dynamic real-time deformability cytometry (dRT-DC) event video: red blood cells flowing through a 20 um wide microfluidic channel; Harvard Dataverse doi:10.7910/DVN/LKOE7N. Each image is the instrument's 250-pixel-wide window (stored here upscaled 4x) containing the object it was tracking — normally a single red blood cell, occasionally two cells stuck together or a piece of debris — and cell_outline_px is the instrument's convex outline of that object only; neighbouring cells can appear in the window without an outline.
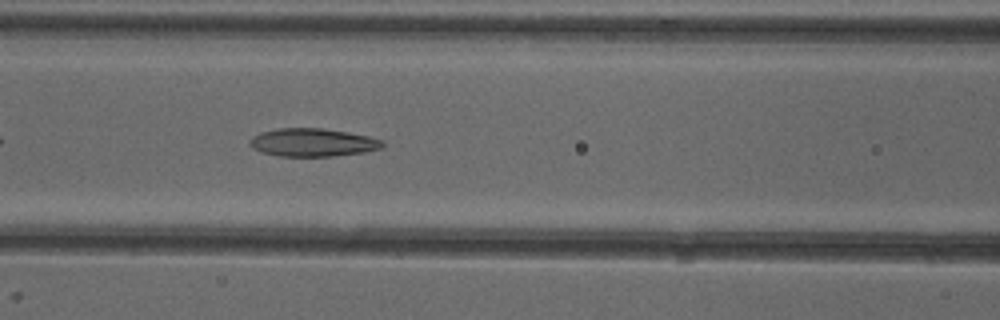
{"species": "common noctule bat (a hibernating species)", "species_latin": "Nyctalus noctula", "temperature_condition": "cold", "stored_images_in_passage": 37, "camera_frame_rate_fps": 3000, "um_per_image_px": 0.085, "animal": {"sex": "female"}, "frame": {"image": 1, "passage_image": 8, "time_ms": 2.333, "image_size_px": [1000, 320], "cell_outline_px": [[384, 144], [380, 148], [364, 152], [332, 156], [280, 156], [260, 152], [252, 148], [248, 144], [248, 140], [252, 136], [260, 132], [276, 128], [324, 128], [348, 132], [368, 136], [384, 140]], "centroid_in_image_um": [26.53, 12.1], "position_along_channel_um": 140.1, "area_um2": 21.91}}
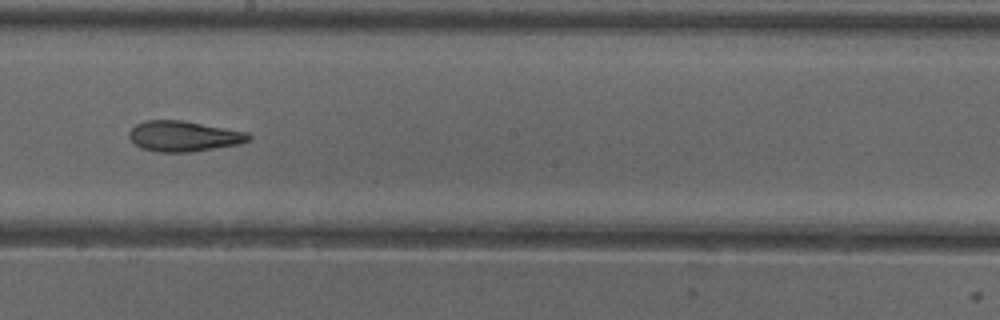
{"frame": {"image": 2, "passage_image": 15, "time_ms": 4.667, "image_size_px": [1000, 320], "cell_outline_px": [[252, 140], [240, 144], [188, 152], [160, 152], [140, 148], [128, 136], [128, 132], [136, 124], [144, 120], [184, 120], [248, 132], [252, 136]], "centroid_in_image_um": [15.64, 11.56], "position_along_channel_um": 232.6, "area_um2": 21.39}}
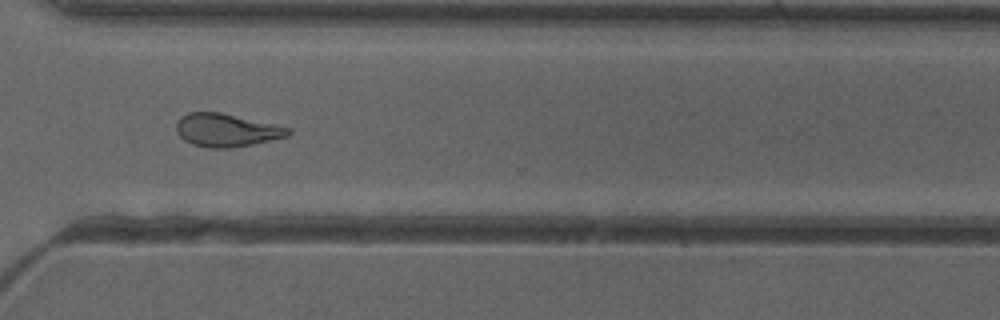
{"frame": {"image": 3, "passage_image": 24, "time_ms": 7.667, "image_size_px": [1000, 320], "cell_outline_px": [[292, 132], [288, 136], [252, 144], [232, 148], [212, 148], [192, 144], [184, 140], [176, 132], [176, 120], [180, 116], [188, 112], [220, 112], [292, 128]], "centroid_in_image_um": [19.23, 11.06], "position_along_channel_um": 351.4, "area_um2": 21.62}, "authors_computed_cell_mechanics": {"area_um2": 21.7328, "velocity_mm_per_s": 3.9686, "shape_relaxation_time_tau1_ms": null, "shape_relaxation_time_tau2_ms": 3.4689, "deformation_change_tau1": null, "deformation_change_tau2": 0.1099}}